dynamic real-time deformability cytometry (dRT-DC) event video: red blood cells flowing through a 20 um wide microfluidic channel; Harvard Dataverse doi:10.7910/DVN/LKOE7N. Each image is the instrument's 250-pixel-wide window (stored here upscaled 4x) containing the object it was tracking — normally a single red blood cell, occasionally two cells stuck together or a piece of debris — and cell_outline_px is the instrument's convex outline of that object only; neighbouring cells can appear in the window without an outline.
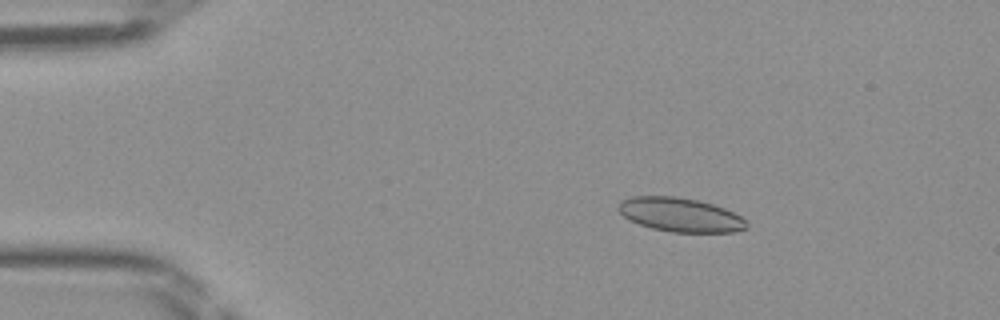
{"species": "Egyptian fruit bat (a non-hibernating species)", "species_latin": "Rousettus aegyptiacus", "temperature_condition": "room temperature", "stored_images_in_passage": 46, "camera_frame_rate_fps": 3000, "um_per_image_px": 0.085, "frame": {"image": 1, "passage_image": 7, "time_ms": 2.0, "image_size_px": [1000, 320], "cell_outline_px": [[748, 228], [736, 232], [672, 232], [652, 228], [628, 220], [616, 208], [620, 200], [632, 196], [672, 196], [696, 200], [712, 204], [724, 208], [740, 216], [748, 224]], "centroid_in_image_um": [57.79, 18.26], "position_along_channel_um": 27.2, "area_um2": 25.37}}
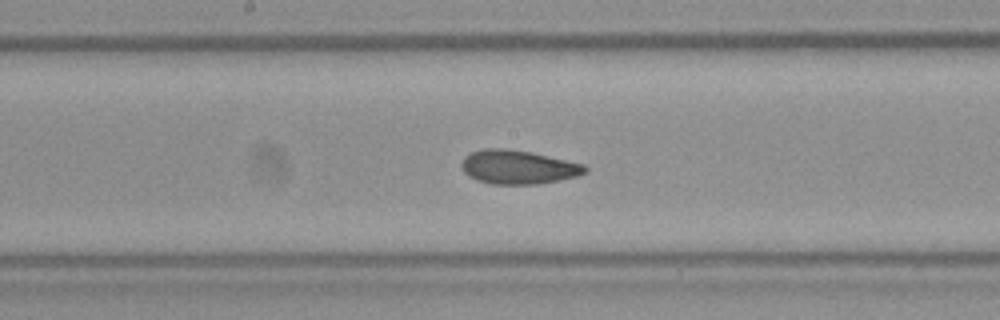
{"frame": {"image": 2, "passage_image": 24, "time_ms": 7.667, "image_size_px": [1000, 320], "cell_outline_px": [[588, 172], [576, 176], [540, 184], [492, 184], [476, 180], [468, 176], [464, 172], [460, 164], [464, 156], [472, 152], [484, 148], [504, 148], [532, 152], [584, 164], [588, 168]], "centroid_in_image_um": [44.03, 14.2], "position_along_channel_um": 204.2, "area_um2": 24.51}}
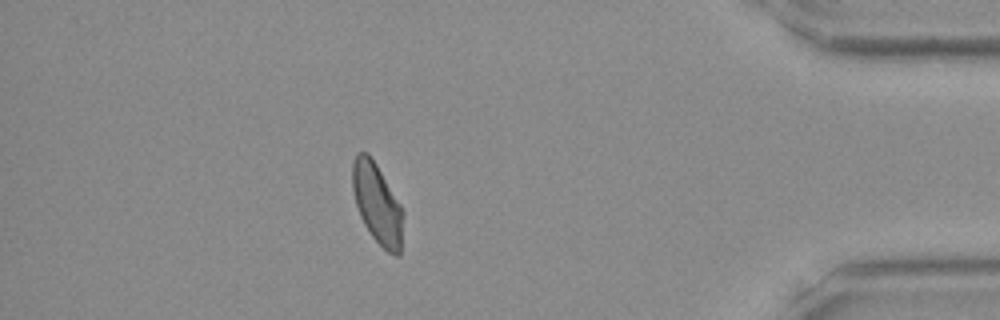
{"frame": {"image": 3, "passage_image": 41, "time_ms": 13.333, "image_size_px": [1000, 320], "cell_outline_px": [[404, 212], [400, 256], [396, 256], [388, 252], [372, 236], [364, 224], [360, 216], [356, 204], [352, 188], [352, 164], [356, 156], [360, 152], [368, 152], [376, 164], [400, 204]], "centroid_in_image_um": [32.07, 17.32], "position_along_channel_um": 403.1, "area_um2": 23.52}}